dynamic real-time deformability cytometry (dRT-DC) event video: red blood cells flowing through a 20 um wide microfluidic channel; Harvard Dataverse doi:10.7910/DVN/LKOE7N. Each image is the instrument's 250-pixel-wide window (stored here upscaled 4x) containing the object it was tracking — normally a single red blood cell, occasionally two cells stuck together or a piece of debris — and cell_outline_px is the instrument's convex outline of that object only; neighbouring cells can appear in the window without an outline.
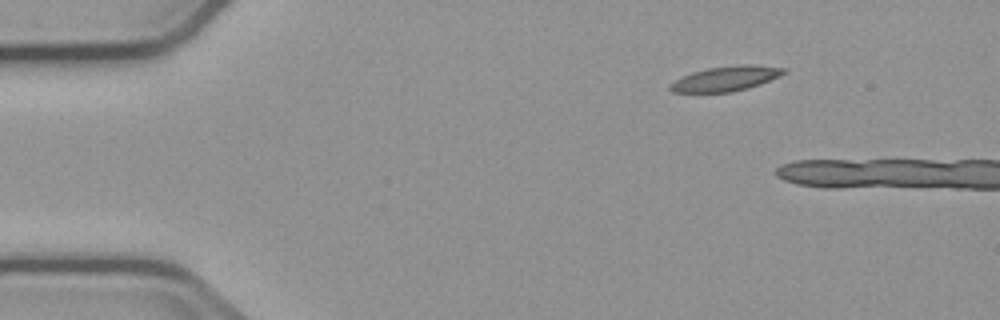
{"species": "common noctule bat (a hibernating species)", "species_latin": "Nyctalus noctula", "temperature_condition": "cold", "stored_images_in_passage": 2, "camera_frame_rate_fps": 3000, "um_per_image_px": 0.085, "animal": {"sex": "male", "body_mass_g": 23.1, "forearm_length_mm": 52.7}, "frame": {"image": 1, "passage_image": 1, "time_ms": 0.0, "image_size_px": [1000, 320], "cell_outline_px": [[788, 72], [780, 76], [760, 84], [748, 88], [732, 92], [672, 92], [668, 88], [668, 84], [680, 76], [692, 72], [708, 68], [740, 64], [756, 64], [788, 68]], "centroid_in_image_um": [61.71, 6.67], "position_along_channel_um": 23.3, "area_um2": 16.82}}